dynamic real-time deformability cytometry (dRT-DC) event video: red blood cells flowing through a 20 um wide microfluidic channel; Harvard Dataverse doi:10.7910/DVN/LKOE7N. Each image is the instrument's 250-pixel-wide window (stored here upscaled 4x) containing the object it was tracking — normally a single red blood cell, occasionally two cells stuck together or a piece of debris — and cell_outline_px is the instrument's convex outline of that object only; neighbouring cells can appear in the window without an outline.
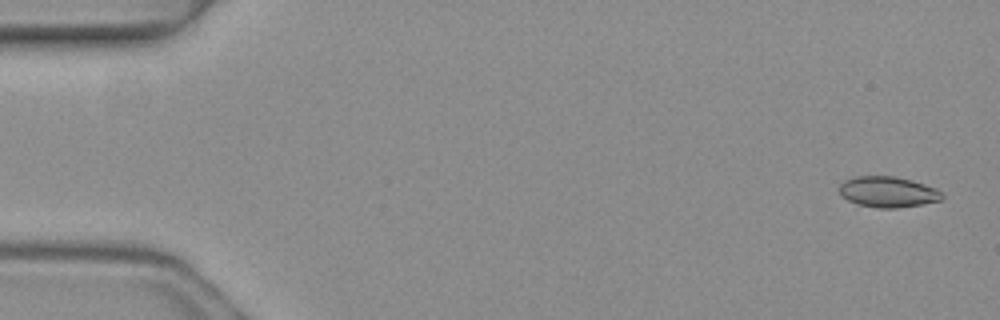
{"species": "common noctule bat (a hibernating species)", "species_latin": "Nyctalus noctula", "temperature_condition": "warm", "stored_images_in_passage": 7, "camera_frame_rate_fps": 3000, "um_per_image_px": 0.085, "animal": {"sex": "female", "body_mass_g": 19.3, "forearm_length_mm": 54.1}, "frame": {"image": 1, "passage_image": 1, "time_ms": 0.0, "image_size_px": [1000, 320], "cell_outline_px": [[944, 196], [940, 200], [924, 204], [896, 208], [876, 208], [856, 204], [840, 196], [840, 184], [844, 180], [856, 176], [896, 176], [912, 180], [936, 188], [944, 192]], "centroid_in_image_um": [75.48, 16.31], "position_along_channel_um": 9.5, "area_um2": 18.67}}
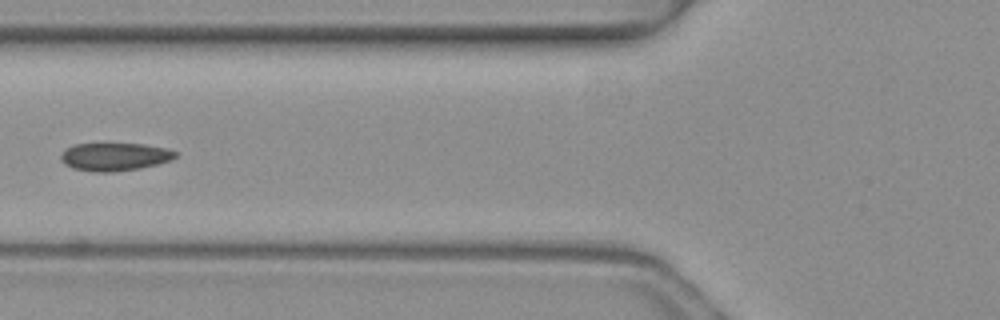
{"frame": {"image": 2, "passage_image": 6, "time_ms": 1.667, "image_size_px": [1000, 320], "cell_outline_px": [[176, 156], [172, 160], [140, 168], [112, 172], [92, 172], [72, 168], [64, 164], [60, 160], [60, 152], [64, 148], [72, 144], [144, 144], [168, 148], [176, 152]], "centroid_in_image_um": [9.69, 13.32], "position_along_channel_um": 116.1, "area_um2": 18.9}}
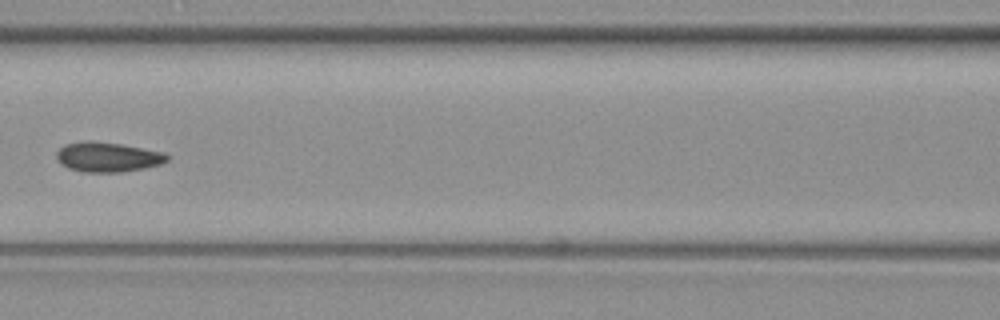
{"frame": {"image": 3, "passage_image": 7, "time_ms": 2.0, "image_size_px": [1000, 320], "cell_outline_px": [[168, 160], [160, 164], [144, 168], [120, 172], [84, 172], [68, 168], [60, 164], [56, 160], [56, 152], [64, 144], [84, 140], [92, 140], [120, 144], [164, 152], [168, 156]], "centroid_in_image_um": [9.1, 13.34], "position_along_channel_um": 157.5, "area_um2": 19.31}}